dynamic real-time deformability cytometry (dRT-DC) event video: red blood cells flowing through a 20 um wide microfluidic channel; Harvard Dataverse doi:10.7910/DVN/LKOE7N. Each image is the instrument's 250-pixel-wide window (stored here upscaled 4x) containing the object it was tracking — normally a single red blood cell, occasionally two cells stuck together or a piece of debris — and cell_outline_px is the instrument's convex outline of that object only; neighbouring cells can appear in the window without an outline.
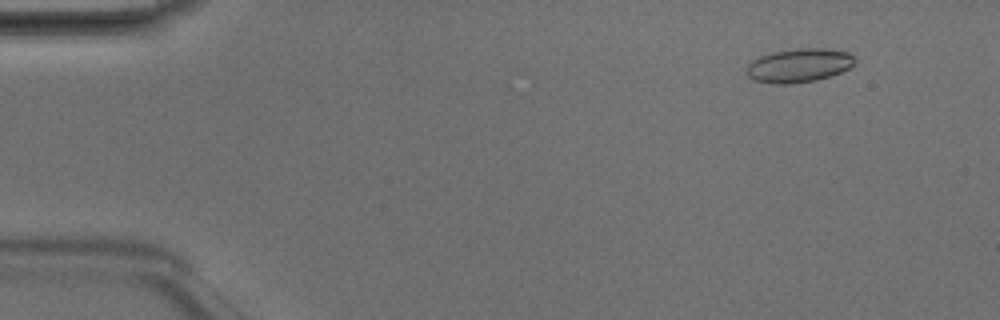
{"species": "Egyptian fruit bat (a non-hibernating species)", "species_latin": "Rousettus aegyptiacus", "temperature_condition": "room temperature", "stored_images_in_passage": 3, "camera_frame_rate_fps": 3000, "um_per_image_px": 0.085, "animal": {"sex": "male"}, "frame": {"image": 1, "passage_image": 2, "time_ms": 0.333, "image_size_px": [1000, 320], "cell_outline_px": [[856, 60], [848, 68], [840, 72], [816, 80], [788, 84], [772, 84], [752, 80], [748, 76], [748, 64], [752, 60], [760, 56], [772, 52], [796, 48], [824, 48], [848, 52]], "centroid_in_image_um": [67.88, 5.56], "position_along_channel_um": 17.1, "area_um2": 21.21}}